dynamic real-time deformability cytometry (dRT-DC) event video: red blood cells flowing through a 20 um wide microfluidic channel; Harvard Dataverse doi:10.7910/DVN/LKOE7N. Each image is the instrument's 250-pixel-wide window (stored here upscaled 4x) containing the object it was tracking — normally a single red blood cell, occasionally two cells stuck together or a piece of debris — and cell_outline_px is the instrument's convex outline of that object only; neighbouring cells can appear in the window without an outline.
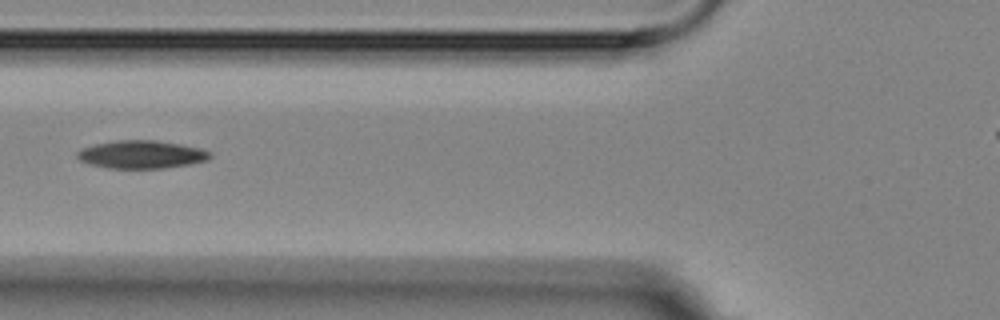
{"species": "Egyptian fruit bat (a non-hibernating species)", "species_latin": "Rousettus aegyptiacus", "temperature_condition": "room temperature", "stored_images_in_passage": 3, "camera_frame_rate_fps": 3000, "um_per_image_px": 0.085, "animal": {"sex": "female"}, "frame": {"image": 1, "passage_image": 3, "time_ms": 2.333, "image_size_px": [1000, 320], "cell_outline_px": [[212, 156], [208, 160], [192, 164], [164, 168], [108, 168], [88, 164], [80, 160], [76, 156], [76, 152], [80, 148], [96, 144], [120, 140], [156, 140], [180, 144], [200, 148], [208, 152]], "centroid_in_image_um": [12.01, 13.13], "position_along_channel_um": 113.8, "area_um2": 21.68}}